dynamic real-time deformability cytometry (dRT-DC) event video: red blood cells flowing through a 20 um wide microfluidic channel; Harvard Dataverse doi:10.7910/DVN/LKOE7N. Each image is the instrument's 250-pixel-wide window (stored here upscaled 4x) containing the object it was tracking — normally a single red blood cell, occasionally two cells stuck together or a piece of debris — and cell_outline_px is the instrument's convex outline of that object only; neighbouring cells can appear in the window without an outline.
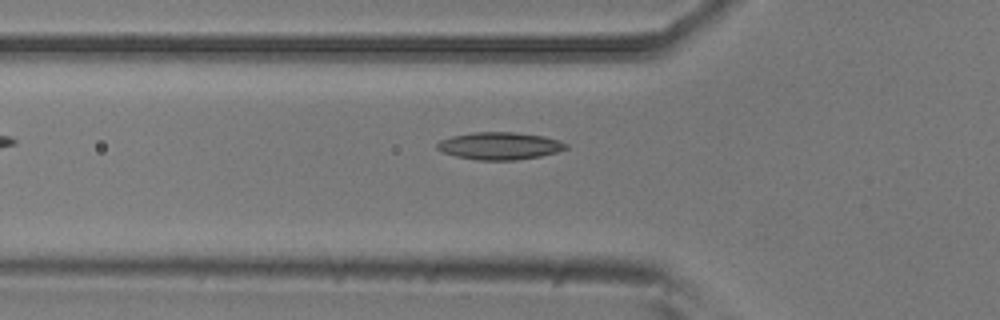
{"species": "common noctule bat (a hibernating species)", "species_latin": "Nyctalus noctula", "temperature_condition": "room temperature", "stored_images_in_passage": 25, "camera_frame_rate_fps": 3000, "um_per_image_px": 0.085, "animal": {"sex": "male", "body_mass_g": 20.5, "forearm_length_mm": 52.5}, "frame": {"image": 1, "passage_image": 2, "time_ms": 0.333, "image_size_px": [1000, 320], "cell_outline_px": [[568, 148], [556, 152], [540, 156], [516, 160], [476, 160], [456, 156], [440, 152], [436, 148], [436, 144], [440, 140], [452, 136], [472, 132], [516, 132], [544, 136], [560, 140], [568, 144]], "centroid_in_image_um": [42.46, 12.39], "position_along_channel_um": 83.3, "area_um2": 20.75}}
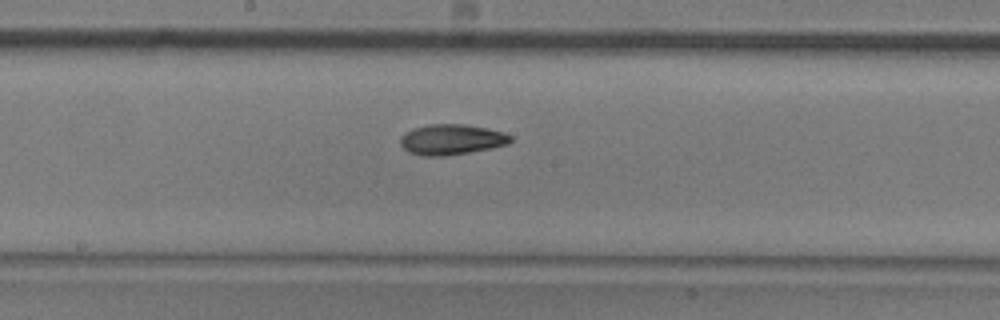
{"frame": {"image": 2, "passage_image": 12, "time_ms": 3.667, "image_size_px": [1000, 320], "cell_outline_px": [[512, 140], [508, 144], [492, 148], [444, 156], [420, 156], [408, 152], [400, 144], [400, 136], [404, 132], [412, 128], [428, 124], [464, 124], [488, 128], [504, 132], [512, 136]], "centroid_in_image_um": [38.35, 11.85], "position_along_channel_um": 209.8, "area_um2": 19.83}}
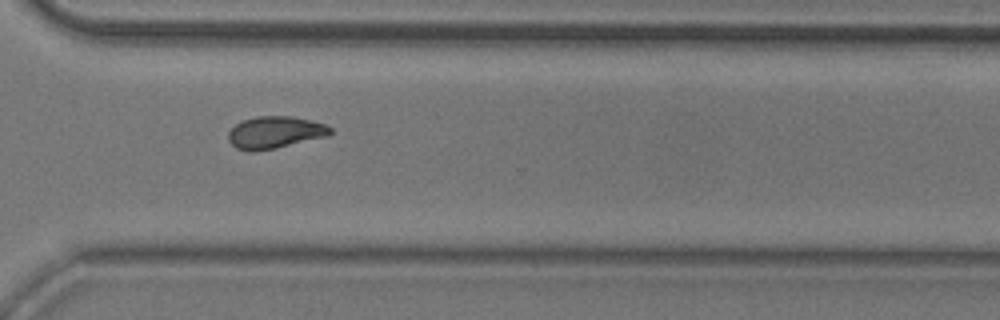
{"frame": {"image": 3, "passage_image": 23, "time_ms": 7.333, "image_size_px": [1000, 320], "cell_outline_px": [[332, 132], [328, 136], [276, 148], [252, 152], [248, 152], [236, 148], [228, 140], [228, 132], [236, 124], [244, 120], [256, 116], [292, 116], [312, 120], [324, 124], [332, 128]], "centroid_in_image_um": [23.37, 11.26], "position_along_channel_um": 347.2, "area_um2": 19.19}, "authors_computed_cell_mechanics": {"area_um2": 18.9006, "velocity_mm_per_s": 3.7632, "shape_relaxation_time_tau1_ms": 7.6241, "shape_relaxation_time_tau2_ms": 1.8496, "deformation_change_tau1": 0.1632, "deformation_change_tau2": 0.0699}}